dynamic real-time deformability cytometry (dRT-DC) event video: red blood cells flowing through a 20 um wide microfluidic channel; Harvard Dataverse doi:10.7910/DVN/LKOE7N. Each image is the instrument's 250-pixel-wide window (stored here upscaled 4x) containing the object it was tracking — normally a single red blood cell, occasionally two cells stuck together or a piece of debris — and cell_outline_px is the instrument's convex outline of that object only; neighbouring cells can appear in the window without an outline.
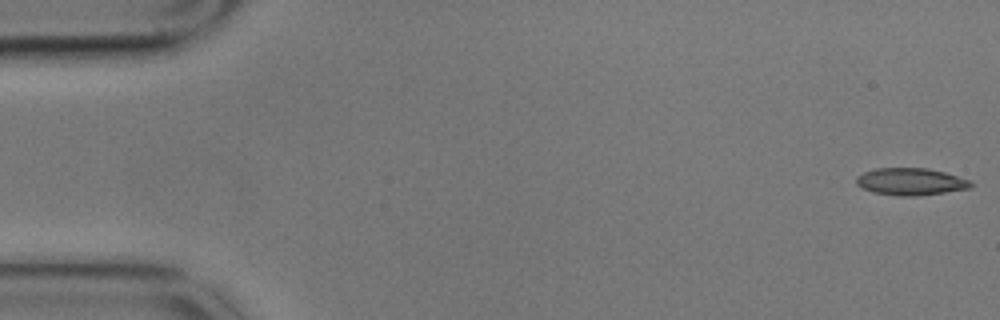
{"species": "common noctule bat (a hibernating species)", "species_latin": "Nyctalus noctula", "temperature_condition": "cold", "stored_images_in_passage": 56, "camera_frame_rate_fps": 3000, "um_per_image_px": 0.085, "animal": {"sex": "male", "body_mass_g": 17.9}, "frame": {"image": 1, "passage_image": 1, "time_ms": 0.0, "image_size_px": [1000, 320], "cell_outline_px": [[972, 188], [916, 196], [900, 196], [872, 192], [860, 188], [856, 184], [856, 176], [864, 172], [876, 168], [928, 168], [944, 172], [972, 180]], "centroid_in_image_um": [77.4, 15.44], "position_along_channel_um": 7.6, "area_um2": 18.26}}
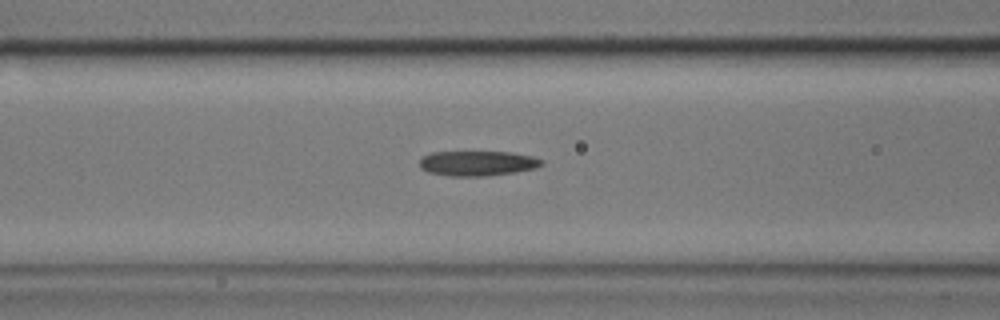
{"frame": {"image": 2, "passage_image": 22, "time_ms": 7.0, "image_size_px": [1000, 320], "cell_outline_px": [[544, 164], [536, 168], [516, 172], [484, 176], [448, 176], [428, 172], [420, 168], [420, 160], [424, 156], [432, 152], [512, 152], [532, 156], [544, 160]], "centroid_in_image_um": [40.61, 13.88], "position_along_channel_um": 126.0, "area_um2": 17.86}}
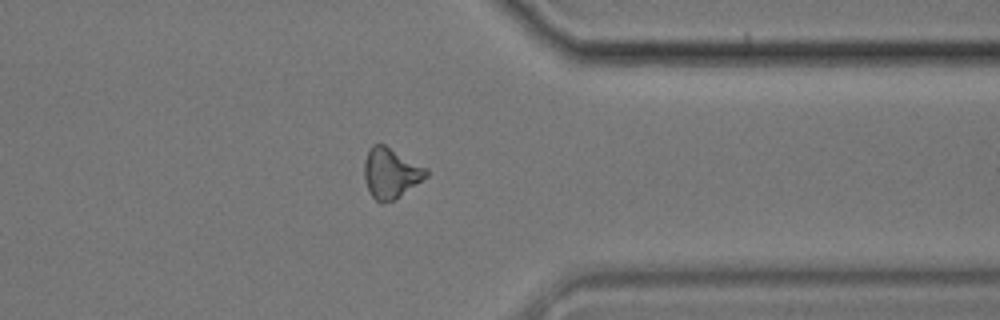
{"frame": {"image": 3, "passage_image": 44, "time_ms": 14.333, "image_size_px": [1000, 320], "cell_outline_px": [[428, 176], [400, 196], [392, 200], [380, 204], [372, 196], [364, 180], [364, 160], [368, 148], [372, 144], [384, 144], [428, 168]], "centroid_in_image_um": [33.2, 14.69], "position_along_channel_um": 378.2, "area_um2": 18.26}}